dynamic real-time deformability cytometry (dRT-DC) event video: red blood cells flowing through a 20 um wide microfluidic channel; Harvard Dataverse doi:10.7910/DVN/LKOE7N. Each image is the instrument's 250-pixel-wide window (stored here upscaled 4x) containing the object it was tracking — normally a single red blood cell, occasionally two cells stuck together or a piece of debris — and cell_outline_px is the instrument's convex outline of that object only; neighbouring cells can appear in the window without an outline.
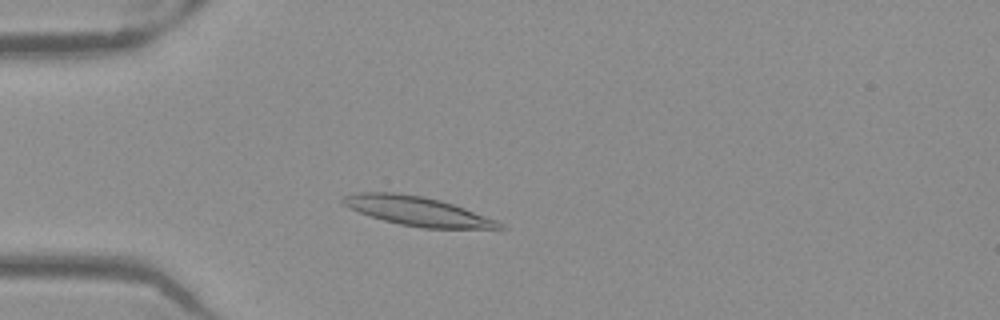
{"species": "Egyptian fruit bat (a non-hibernating species)", "species_latin": "Rousettus aegyptiacus", "temperature_condition": "warm", "stored_images_in_passage": 43, "camera_frame_rate_fps": 3000, "um_per_image_px": 0.085, "frame": {"image": 1, "passage_image": 6, "time_ms": 1.667, "image_size_px": [1000, 320], "cell_outline_px": [[508, 228], [424, 228], [400, 224], [384, 220], [348, 208], [340, 200], [344, 196], [356, 192], [396, 192], [424, 196], [440, 200], [464, 208], [496, 220], [504, 224]], "centroid_in_image_um": [35.46, 17.93], "position_along_channel_um": 49.5, "area_um2": 26.3}}
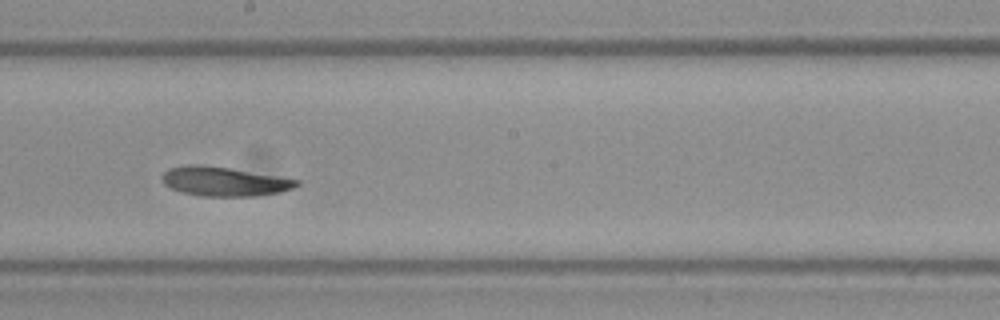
{"frame": {"image": 2, "passage_image": 21, "time_ms": 6.667, "image_size_px": [1000, 320], "cell_outline_px": [[300, 184], [296, 188], [280, 192], [252, 196], [200, 196], [180, 192], [164, 184], [160, 180], [160, 176], [168, 168], [184, 164], [200, 164], [228, 168], [300, 180]], "centroid_in_image_um": [19.01, 15.42], "position_along_channel_um": 229.2, "area_um2": 23.06}}
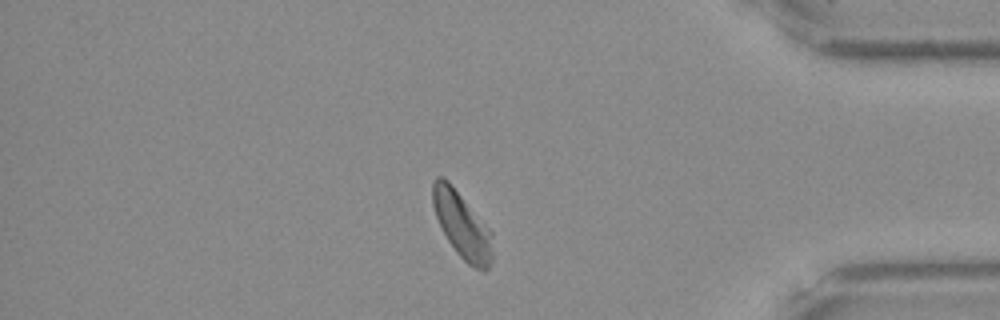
{"frame": {"image": 3, "passage_image": 36, "time_ms": 11.667, "image_size_px": [1000, 320], "cell_outline_px": [[492, 260], [488, 268], [484, 272], [472, 268], [456, 252], [448, 240], [436, 216], [432, 204], [432, 180], [436, 176], [440, 176], [448, 180], [492, 232]], "centroid_in_image_um": [39.27, 19.15], "position_along_channel_um": 395.9, "area_um2": 22.95}, "authors_computed_cell_mechanics": {"area_um2": 23.1778, "velocity_mm_per_s": 3.9155, "shape_relaxation_time_tau1_ms": 3.9595, "shape_relaxation_time_tau2_ms": 2.5462, "deformation_change_tau1": 0.161, "deformation_change_tau2": 0.1055}}